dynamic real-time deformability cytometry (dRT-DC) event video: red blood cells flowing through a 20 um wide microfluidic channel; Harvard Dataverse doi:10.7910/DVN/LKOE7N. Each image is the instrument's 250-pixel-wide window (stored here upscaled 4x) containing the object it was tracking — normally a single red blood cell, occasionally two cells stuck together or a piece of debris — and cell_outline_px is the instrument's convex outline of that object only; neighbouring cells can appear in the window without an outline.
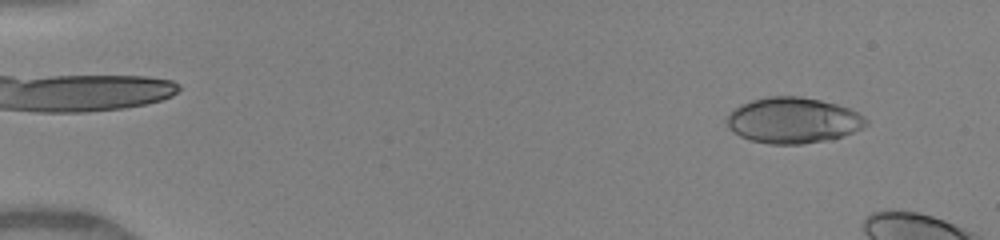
{"species": "human", "species_latin": "Homo sapiens", "temperature_condition": "warm", "stored_images_in_passage": 12, "camera_frame_rate_fps": 3000, "um_per_image_px": 0.085, "donor": {"sex": "female"}, "frame": {"image": 1, "passage_image": 4, "time_ms": 1.0, "image_size_px": [1000, 240], "cell_outline_px": [[868, 124], [852, 132], [828, 140], [800, 144], [772, 144], [752, 140], [740, 136], [732, 132], [728, 128], [728, 116], [732, 108], [740, 104], [764, 96], [800, 96], [820, 100], [836, 104], [848, 108], [864, 116], [868, 120]], "centroid_in_image_um": [67.38, 10.22], "position_along_channel_um": 17.6, "area_um2": 37.05}}